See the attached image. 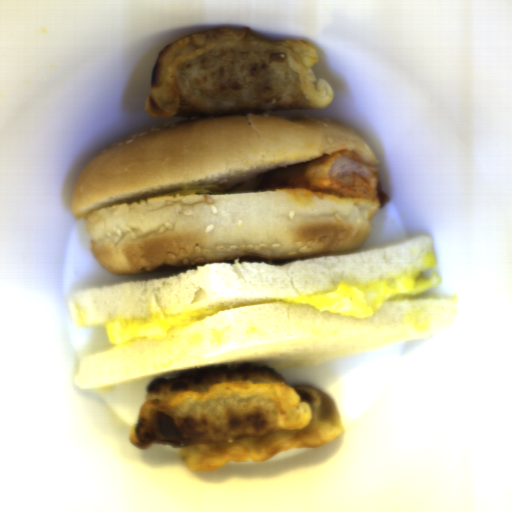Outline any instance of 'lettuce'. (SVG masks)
<instances>
[{"label":"lettuce","instance_id":"obj_1","mask_svg":"<svg viewBox=\"0 0 512 512\" xmlns=\"http://www.w3.org/2000/svg\"><path fill=\"white\" fill-rule=\"evenodd\" d=\"M264 176L253 178L247 182L239 184L230 188H223L216 184H205L188 186L184 189L169 191L165 193L150 195V198H156L161 196H199V195H214V194H226V193H237V192H249L258 188L263 180Z\"/></svg>","mask_w":512,"mask_h":512}]
</instances>
